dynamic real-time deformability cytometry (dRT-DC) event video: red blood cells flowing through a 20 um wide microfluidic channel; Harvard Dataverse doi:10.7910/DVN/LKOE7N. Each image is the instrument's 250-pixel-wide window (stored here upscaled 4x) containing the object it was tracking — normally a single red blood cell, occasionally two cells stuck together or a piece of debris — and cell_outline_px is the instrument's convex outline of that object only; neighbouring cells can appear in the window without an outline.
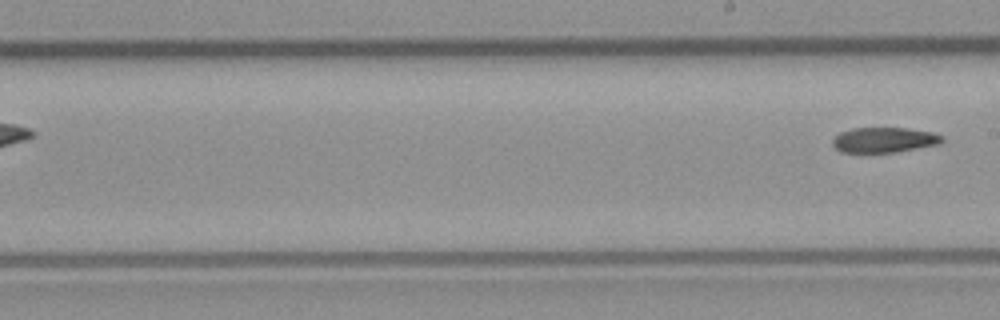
{"species": "common noctule bat (a hibernating species)", "species_latin": "Nyctalus noctula", "temperature_condition": "room temperature", "stored_images_in_passage": 7, "segment_of_instrument_passage": [2, 2], "camera_frame_rate_fps": 3000, "um_per_image_px": 0.085, "animal": {"sex": "male", "body_mass_g": 23.1, "forearm_length_mm": 52.7}, "frame": {"image": 1, "passage_image": 7, "time_ms": 2.0, "image_size_px": [1000, 320], "cell_outline_px": [[944, 140], [940, 144], [896, 152], [840, 152], [832, 144], [832, 140], [840, 132], [852, 128], [908, 128], [932, 132], [944, 136]], "centroid_in_image_um": [75.18, 11.89], "position_along_channel_um": 213.8, "area_um2": 16.13}}